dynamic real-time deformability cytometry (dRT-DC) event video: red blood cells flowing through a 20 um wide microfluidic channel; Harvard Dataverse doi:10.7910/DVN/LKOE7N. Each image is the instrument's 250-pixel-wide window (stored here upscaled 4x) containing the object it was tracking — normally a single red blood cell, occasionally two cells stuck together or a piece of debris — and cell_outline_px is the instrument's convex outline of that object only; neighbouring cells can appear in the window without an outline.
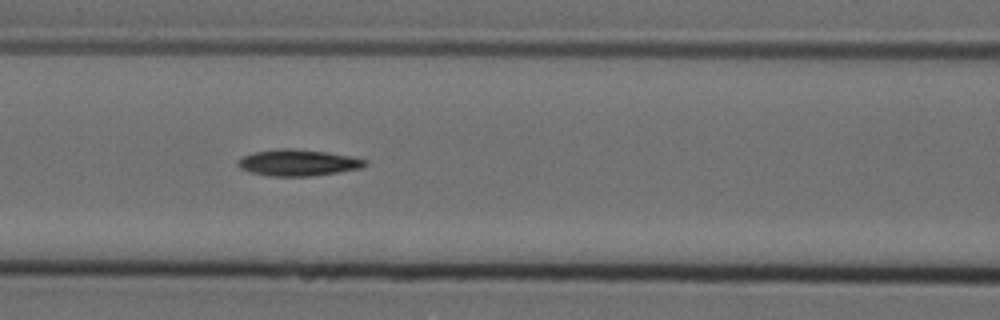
{"species": "Egyptian fruit bat (a non-hibernating species)", "species_latin": "Rousettus aegyptiacus", "temperature_condition": "cold", "stored_images_in_passage": 11, "camera_frame_rate_fps": 3000, "um_per_image_px": 0.085, "animal": {"sex": "female"}, "frame": {"image": 1, "passage_image": 4, "time_ms": 1.0, "image_size_px": [1000, 320], "cell_outline_px": [[368, 164], [364, 168], [308, 176], [268, 176], [252, 172], [240, 168], [236, 164], [236, 160], [240, 156], [252, 152], [280, 148], [292, 148], [328, 152], [352, 156], [368, 160]], "centroid_in_image_um": [25.32, 13.81], "position_along_channel_um": 141.3, "area_um2": 19.83}}
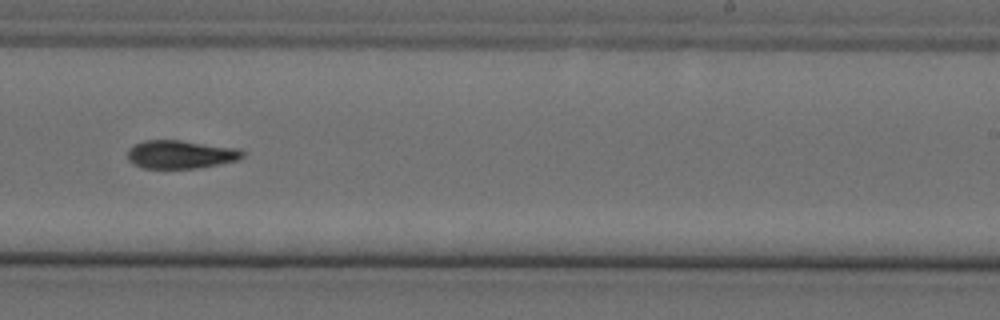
{"frame": {"image": 2, "passage_image": 7, "time_ms": 2.0, "image_size_px": [1000, 320], "cell_outline_px": [[244, 156], [236, 160], [196, 168], [144, 168], [132, 164], [128, 160], [128, 148], [132, 144], [144, 140], [180, 140], [240, 148], [244, 152]], "centroid_in_image_um": [15.31, 13.11], "position_along_channel_um": 273.7, "area_um2": 19.02}}
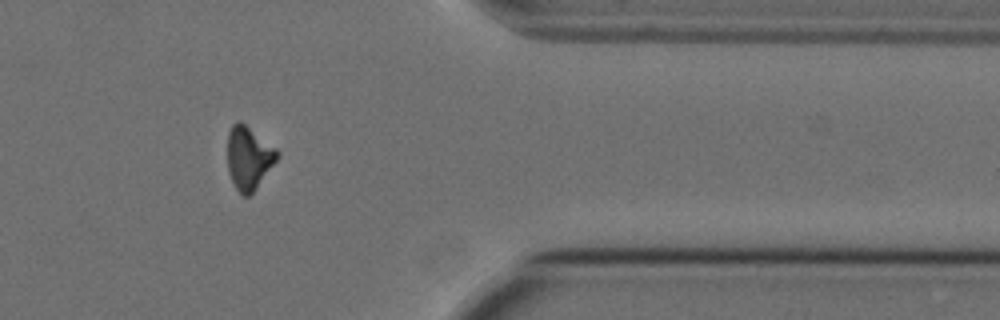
{"frame": {"image": 3, "passage_image": 10, "time_ms": 3.0, "image_size_px": [1000, 320], "cell_outline_px": [[280, 152], [276, 160], [256, 188], [248, 196], [244, 196], [236, 188], [228, 172], [228, 132], [232, 124], [236, 120], [240, 120], [276, 148]], "centroid_in_image_um": [21.13, 13.38], "position_along_channel_um": 390.3, "area_um2": 18.03}}